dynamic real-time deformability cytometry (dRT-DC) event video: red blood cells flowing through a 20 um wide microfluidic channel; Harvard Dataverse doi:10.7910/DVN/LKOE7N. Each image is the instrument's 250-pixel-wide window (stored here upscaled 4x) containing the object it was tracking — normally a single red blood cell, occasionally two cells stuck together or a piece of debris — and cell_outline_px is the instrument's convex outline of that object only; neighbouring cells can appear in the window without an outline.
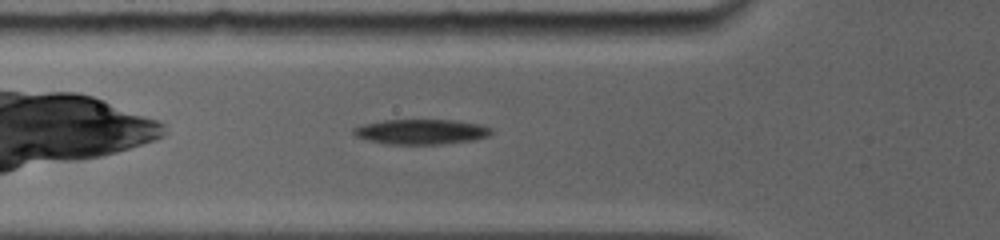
{"species": "common noctule bat (a hibernating species)", "species_latin": "Nyctalus noctula", "temperature_condition": "room temperature", "stored_images_in_passage": 40, "camera_frame_rate_fps": 5000, "um_per_image_px": 0.085, "animal": {"sex": "female", "body_mass_g": 19.0, "forearm_length_mm": 56.7}, "frame": {"image": 1, "passage_image": 9, "time_ms": 2.4, "image_size_px": [1000, 240], "cell_outline_px": [[492, 132], [488, 136], [476, 140], [444, 144], [384, 144], [352, 136], [352, 128], [364, 124], [384, 120], [456, 120], [480, 124], [492, 128]], "centroid_in_image_um": [35.79, 11.2], "position_along_channel_um": 90.0, "area_um2": 20.4}}
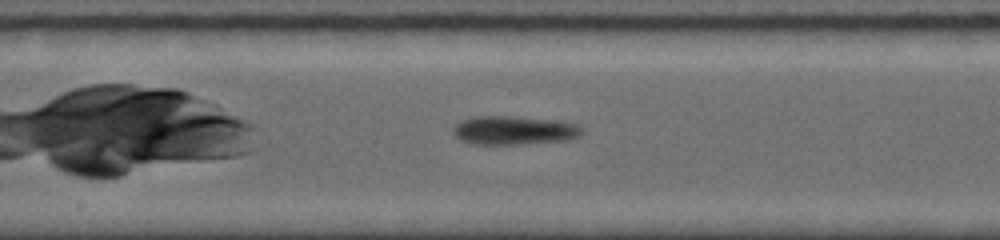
{"frame": {"image": 2, "passage_image": 20, "time_ms": 5.4, "image_size_px": [1000, 240], "cell_outline_px": [[584, 132], [580, 136], [568, 140], [520, 144], [472, 144], [460, 140], [452, 132], [452, 128], [460, 120], [480, 116], [512, 116], [556, 120], [576, 124], [584, 128]], "centroid_in_image_um": [43.71, 11.08], "position_along_channel_um": 204.5, "area_um2": 21.73}}
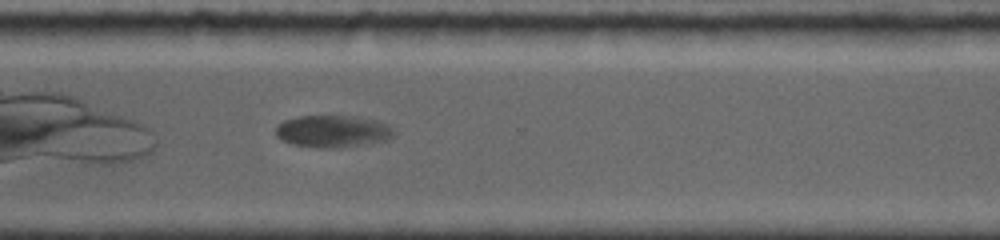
{"frame": {"image": 3, "passage_image": 32, "time_ms": 9.0, "image_size_px": [1000, 240], "cell_outline_px": [[396, 132], [388, 140], [332, 148], [316, 148], [292, 144], [280, 140], [276, 136], [276, 128], [284, 120], [296, 116], [352, 116], [376, 120], [388, 124], [396, 128]], "centroid_in_image_um": [28.29, 11.15], "position_along_channel_um": 342.3, "area_um2": 22.2}}